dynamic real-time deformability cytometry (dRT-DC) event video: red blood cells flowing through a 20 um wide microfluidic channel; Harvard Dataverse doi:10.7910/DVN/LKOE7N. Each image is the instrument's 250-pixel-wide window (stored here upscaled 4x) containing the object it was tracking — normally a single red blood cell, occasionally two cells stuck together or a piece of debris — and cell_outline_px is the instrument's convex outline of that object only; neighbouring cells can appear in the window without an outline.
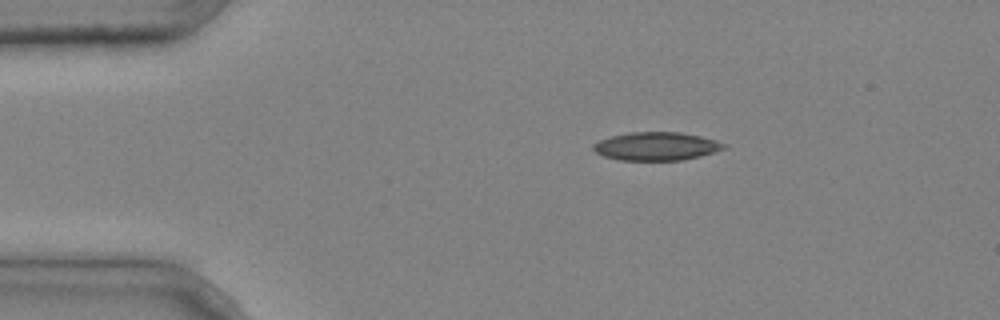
{"species": "common noctule bat (a hibernating species)", "species_latin": "Nyctalus noctula", "temperature_condition": "cold", "stored_images_in_passage": 4, "camera_frame_rate_fps": 3000, "um_per_image_px": 0.085, "animal": {"sex": "male", "body_mass_g": 20.4}, "frame": {"image": 1, "passage_image": 2, "time_ms": 0.333, "image_size_px": [1000, 320], "cell_outline_px": [[728, 148], [700, 156], [680, 160], [620, 160], [604, 156], [596, 152], [592, 148], [592, 144], [600, 140], [612, 136], [632, 132], [680, 132], [700, 136], [716, 140], [728, 144]], "centroid_in_image_um": [55.83, 12.43], "position_along_channel_um": 29.2, "area_um2": 21.5}}
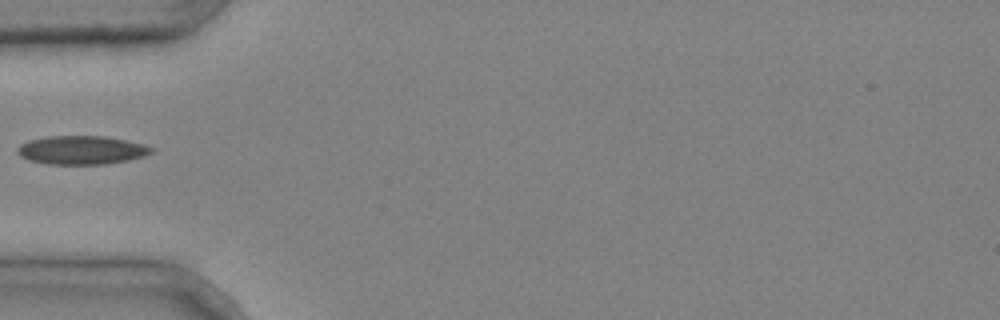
{"frame": {"image": 2, "passage_image": 4, "time_ms": 1.0, "image_size_px": [1000, 320], "cell_outline_px": [[156, 148], [152, 152], [144, 156], [128, 160], [104, 164], [48, 164], [28, 160], [20, 156], [16, 152], [16, 148], [20, 144], [28, 140], [48, 136], [104, 136], [144, 144]], "centroid_in_image_um": [6.91, 12.75], "position_along_channel_um": 78.1, "area_um2": 22.43}}